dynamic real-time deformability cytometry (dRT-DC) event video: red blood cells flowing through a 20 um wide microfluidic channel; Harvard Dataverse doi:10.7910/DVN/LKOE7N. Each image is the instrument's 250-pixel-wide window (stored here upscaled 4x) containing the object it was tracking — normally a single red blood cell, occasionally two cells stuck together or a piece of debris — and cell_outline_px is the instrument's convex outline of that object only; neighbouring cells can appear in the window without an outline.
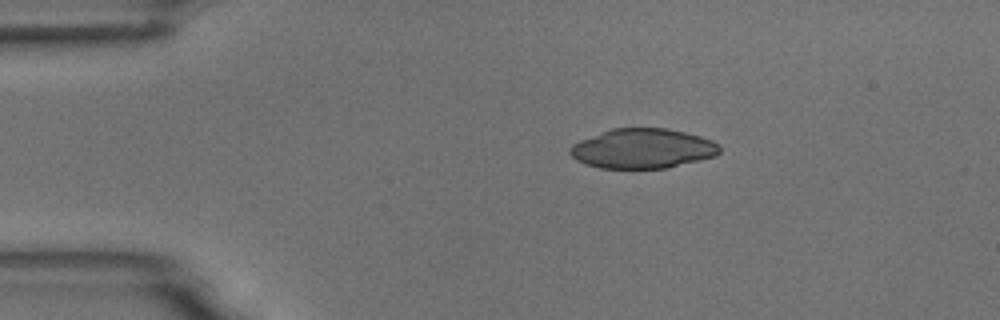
{"species": "common noctule bat (a hibernating species)", "species_latin": "Nyctalus noctula", "temperature_condition": "room temperature", "stored_images_in_passage": 3, "segment_of_instrument_passage": [1, 2], "camera_frame_rate_fps": 3000, "um_per_image_px": 0.085, "animal": {"sex": "male", "body_mass_g": 18.8}, "frame": {"image": 1, "passage_image": 1, "time_ms": 0.0, "image_size_px": [1000, 320], "cell_outline_px": [[720, 152], [716, 156], [668, 168], [600, 168], [584, 164], [576, 160], [568, 152], [568, 148], [572, 144], [580, 140], [612, 128], [668, 128], [700, 136], [712, 140], [720, 144]], "centroid_in_image_um": [54.62, 12.63], "position_along_channel_um": 30.4, "area_um2": 34.85}}